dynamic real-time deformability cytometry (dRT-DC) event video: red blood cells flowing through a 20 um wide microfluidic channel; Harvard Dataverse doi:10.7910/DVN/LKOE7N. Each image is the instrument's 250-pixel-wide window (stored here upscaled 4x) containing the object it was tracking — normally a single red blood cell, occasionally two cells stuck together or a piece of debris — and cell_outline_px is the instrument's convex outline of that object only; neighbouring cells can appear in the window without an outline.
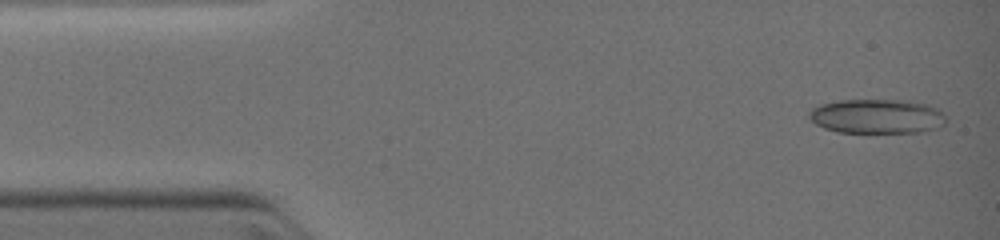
{"species": "common noctule bat (a hibernating species)", "species_latin": "Nyctalus noctula", "temperature_condition": "warm", "stored_images_in_passage": 3, "camera_frame_rate_fps": 3000, "um_per_image_px": 0.085, "animal": {"sex": "female", "body_mass_g": 19.0, "forearm_length_mm": 51.5}, "frame": {"image": 1, "passage_image": 1, "time_ms": 0.0, "image_size_px": [1000, 240], "cell_outline_px": [[948, 120], [944, 124], [916, 132], [836, 132], [824, 128], [816, 124], [808, 116], [808, 112], [812, 108], [820, 104], [840, 100], [908, 100], [928, 104], [940, 108]], "centroid_in_image_um": [74.54, 9.87], "position_along_channel_um": 10.5, "area_um2": 27.51}}
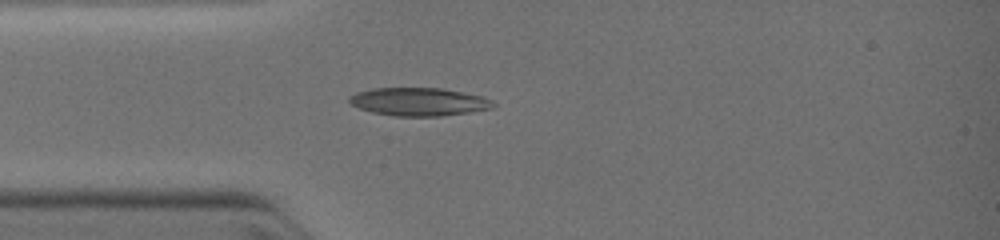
{"frame": {"image": 2, "passage_image": 3, "time_ms": 2.667, "image_size_px": [1000, 240], "cell_outline_px": [[496, 104], [492, 108], [468, 112], [440, 116], [392, 116], [372, 112], [360, 108], [352, 104], [348, 100], [356, 92], [372, 88], [440, 88], [480, 96]], "centroid_in_image_um": [35.56, 8.65], "position_along_channel_um": 49.4, "area_um2": 23.18}}